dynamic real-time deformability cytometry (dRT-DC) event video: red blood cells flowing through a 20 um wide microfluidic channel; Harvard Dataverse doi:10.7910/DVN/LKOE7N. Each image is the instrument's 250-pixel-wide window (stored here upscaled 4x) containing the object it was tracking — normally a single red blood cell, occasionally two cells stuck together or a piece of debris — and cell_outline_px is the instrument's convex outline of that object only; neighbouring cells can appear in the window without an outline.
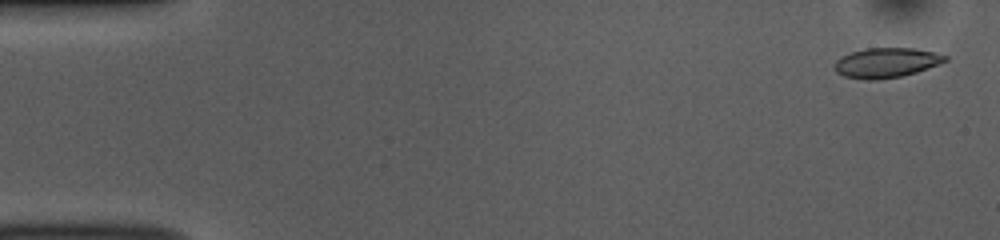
{"species": "common noctule bat (a hibernating species)", "species_latin": "Nyctalus noctula", "temperature_condition": "room temperature", "stored_images_in_passage": 52, "camera_frame_rate_fps": 3000, "um_per_image_px": 0.085, "animal": {"sex": "female", "body_mass_g": 10.0, "forearm_length_mm": 53.1}, "frame": {"image": 1, "passage_image": 2, "time_ms": 0.333, "image_size_px": [1000, 240], "cell_outline_px": [[948, 60], [916, 72], [900, 76], [876, 80], [864, 80], [844, 76], [836, 72], [832, 64], [840, 56], [852, 52], [868, 48], [916, 48], [948, 56]], "centroid_in_image_um": [75.28, 5.33], "position_along_channel_um": 9.7, "area_um2": 19.19}}
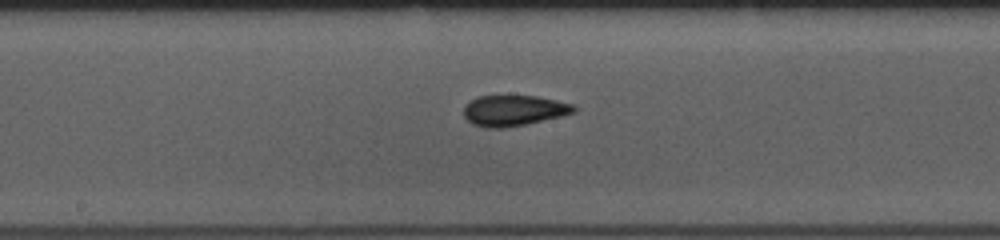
{"frame": {"image": 2, "passage_image": 27, "time_ms": 8.667, "image_size_px": [1000, 240], "cell_outline_px": [[576, 112], [560, 116], [524, 124], [504, 128], [484, 128], [472, 124], [464, 116], [464, 104], [476, 96], [536, 96], [576, 104]], "centroid_in_image_um": [43.65, 9.39], "position_along_channel_um": 204.6, "area_um2": 19.77}}
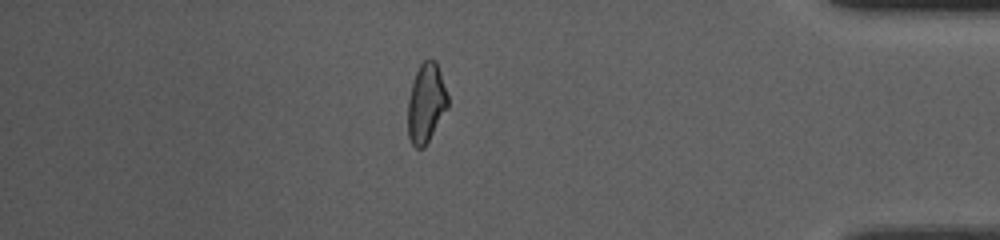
{"frame": {"image": 3, "passage_image": 45, "time_ms": 14.667, "image_size_px": [1000, 240], "cell_outline_px": [[448, 108], [424, 148], [416, 148], [412, 144], [408, 136], [408, 100], [412, 84], [416, 72], [420, 64], [424, 60], [436, 60], [448, 96]], "centroid_in_image_um": [36.22, 8.78], "position_along_channel_um": 399.0, "area_um2": 18.38}, "authors_computed_cell_mechanics": {"area_um2": 19.2474, "velocity_mm_per_s": 3.8436, "shape_relaxation_time_tau1_ms": 7.2583, "shape_relaxation_time_tau2_ms": 1.7146, "deformation_change_tau1": 0.1698, "deformation_change_tau2": 0.0746}}